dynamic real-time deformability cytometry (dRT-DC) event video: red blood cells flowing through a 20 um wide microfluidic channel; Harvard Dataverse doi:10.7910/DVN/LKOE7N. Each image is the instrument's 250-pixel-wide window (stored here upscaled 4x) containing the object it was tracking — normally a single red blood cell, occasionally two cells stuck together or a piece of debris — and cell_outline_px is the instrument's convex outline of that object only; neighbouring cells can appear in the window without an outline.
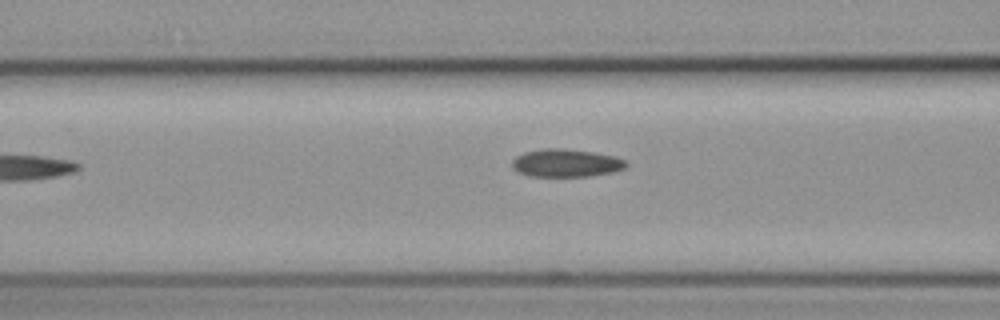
{"species": "common noctule bat (a hibernating species)", "species_latin": "Nyctalus noctula", "temperature_condition": "cold", "stored_images_in_passage": 5, "camera_frame_rate_fps": 3000, "um_per_image_px": 0.085, "animal": {"sex": "female", "body_mass_g": 19.3, "forearm_length_mm": 54.1}, "frame": {"image": 1, "passage_image": 5, "time_ms": 5.333, "image_size_px": [1000, 320], "cell_outline_px": [[628, 164], [624, 168], [612, 172], [588, 176], [528, 176], [516, 172], [512, 168], [512, 160], [516, 156], [524, 152], [544, 148], [560, 148], [592, 152], [616, 156], [624, 160]], "centroid_in_image_um": [48.07, 13.85], "position_along_channel_um": 118.5, "area_um2": 18.55}}